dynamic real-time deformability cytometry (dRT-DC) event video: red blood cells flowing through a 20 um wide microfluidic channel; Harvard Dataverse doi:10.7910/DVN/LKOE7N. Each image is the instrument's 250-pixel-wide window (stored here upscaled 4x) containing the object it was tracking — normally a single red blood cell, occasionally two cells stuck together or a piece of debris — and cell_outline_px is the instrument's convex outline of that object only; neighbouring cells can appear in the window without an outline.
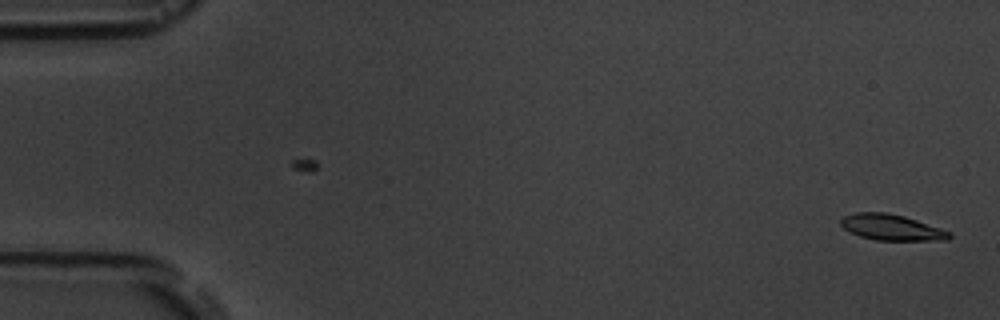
{"species": "common noctule bat (a hibernating species)", "species_latin": "Nyctalus noctula", "temperature_condition": "room temperature", "stored_images_in_passage": 2, "camera_frame_rate_fps": 3000, "um_per_image_px": 0.085, "animal": {"sex": "male", "body_mass_g": 19.5, "forearm_length_mm": 54.6}, "frame": {"image": 1, "passage_image": 2, "time_ms": 1.333, "image_size_px": [1000, 320], "cell_outline_px": [[952, 236], [948, 240], [876, 240], [860, 236], [844, 228], [840, 224], [840, 220], [844, 216], [856, 212], [884, 212], [904, 216], [952, 232]], "centroid_in_image_um": [75.79, 19.32], "position_along_channel_um": 9.2, "area_um2": 16.24}}